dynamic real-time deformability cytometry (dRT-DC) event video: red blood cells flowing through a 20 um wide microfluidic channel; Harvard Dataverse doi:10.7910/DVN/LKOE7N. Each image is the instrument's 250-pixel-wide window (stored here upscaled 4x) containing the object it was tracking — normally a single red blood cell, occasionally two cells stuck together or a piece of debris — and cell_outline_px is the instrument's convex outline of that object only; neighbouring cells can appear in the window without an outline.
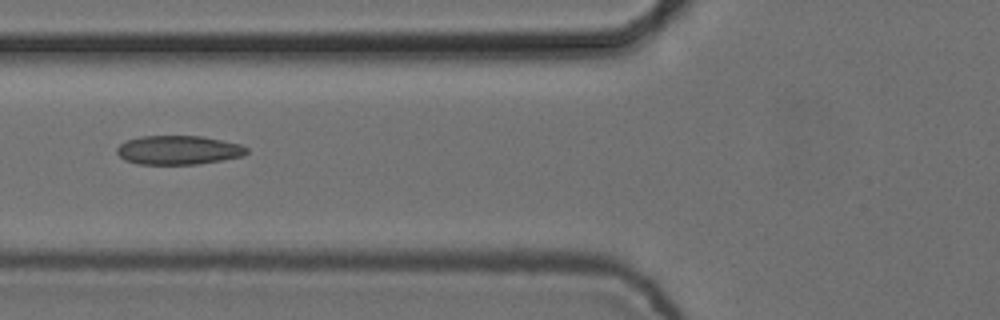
{"species": "common noctule bat (a hibernating species)", "species_latin": "Nyctalus noctula", "temperature_condition": "cold", "stored_images_in_passage": 5, "camera_frame_rate_fps": 3000, "um_per_image_px": 0.085, "animal": {"sex": "female", "body_mass_g": 24.6, "forearm_length_mm": 56.2}, "frame": {"image": 1, "passage_image": 5, "time_ms": 1.333, "image_size_px": [1000, 320], "cell_outline_px": [[248, 152], [244, 156], [200, 164], [136, 164], [124, 160], [116, 152], [116, 148], [120, 144], [128, 140], [140, 136], [204, 136], [240, 144], [248, 148]], "centroid_in_image_um": [15.17, 12.76], "position_along_channel_um": 110.6, "area_um2": 22.08}}